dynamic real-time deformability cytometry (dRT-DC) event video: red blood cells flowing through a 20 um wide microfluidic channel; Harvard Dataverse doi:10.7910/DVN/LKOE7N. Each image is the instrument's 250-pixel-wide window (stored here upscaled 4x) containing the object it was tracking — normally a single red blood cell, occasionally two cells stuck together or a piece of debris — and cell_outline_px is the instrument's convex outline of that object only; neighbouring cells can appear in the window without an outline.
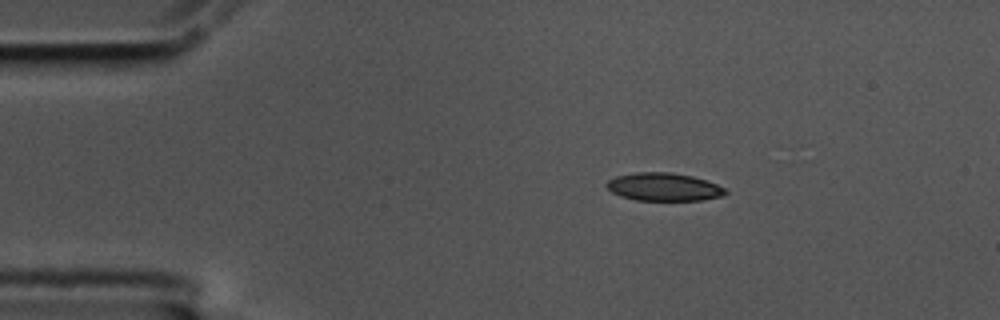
{"species": "common noctule bat (a hibernating species)", "species_latin": "Nyctalus noctula", "temperature_condition": "cold", "stored_images_in_passage": 4, "camera_frame_rate_fps": 3000, "um_per_image_px": 0.085, "animal": {"sex": "male", "body_mass_g": 17.5, "forearm_length_mm": 52.3}, "frame": {"image": 1, "passage_image": 2, "time_ms": 0.333, "image_size_px": [1000, 320], "cell_outline_px": [[728, 192], [724, 196], [700, 200], [636, 200], [620, 196], [612, 192], [604, 184], [608, 180], [616, 176], [636, 172], [672, 172], [692, 176], [716, 184], [724, 188]], "centroid_in_image_um": [56.4, 15.88], "position_along_channel_um": 28.6, "area_um2": 19.36}}
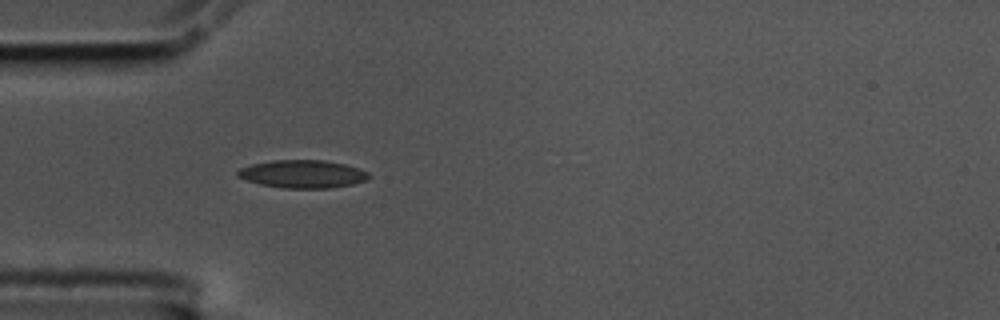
{"frame": {"image": 2, "passage_image": 4, "time_ms": 1.0, "image_size_px": [1000, 320], "cell_outline_px": [[372, 176], [368, 180], [352, 184], [328, 188], [284, 188], [260, 184], [236, 176], [236, 172], [240, 168], [252, 164], [272, 160], [324, 160], [344, 164], [360, 168], [368, 172]], "centroid_in_image_um": [25.75, 14.79], "position_along_channel_um": 59.2, "area_um2": 21.39}}